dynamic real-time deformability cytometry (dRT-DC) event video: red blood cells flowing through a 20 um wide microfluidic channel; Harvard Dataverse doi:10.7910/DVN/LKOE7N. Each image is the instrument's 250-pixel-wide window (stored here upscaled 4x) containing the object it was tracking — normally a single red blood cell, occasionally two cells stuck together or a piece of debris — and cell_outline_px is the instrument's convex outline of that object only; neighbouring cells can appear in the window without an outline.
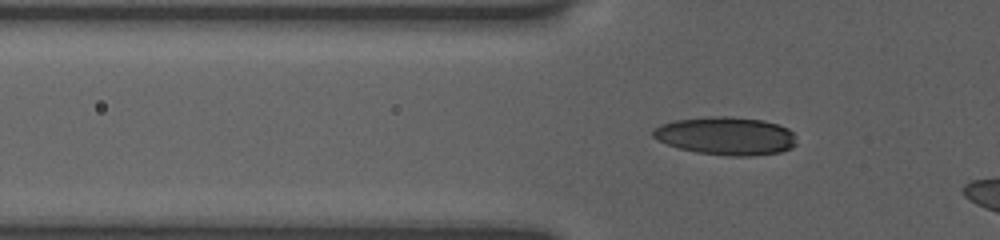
{"species": "human", "species_latin": "Homo sapiens", "temperature_condition": "room temperature", "stored_images_in_passage": 41, "camera_frame_rate_fps": 3000, "um_per_image_px": 0.085, "donor": {"sex": "female"}, "frame": {"image": 1, "passage_image": 4, "time_ms": 0.667, "image_size_px": [1000, 240], "cell_outline_px": [[796, 144], [792, 148], [780, 152], [748, 156], [728, 156], [696, 152], [680, 148], [656, 140], [652, 136], [652, 128], [660, 124], [676, 120], [716, 116], [724, 116], [764, 120], [788, 128], [792, 132]], "centroid_in_image_um": [61.68, 11.55], "position_along_channel_um": 64.1, "area_um2": 31.73}}
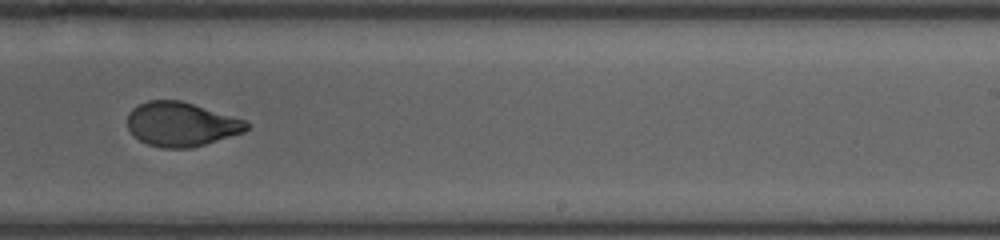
{"frame": {"image": 2, "passage_image": 24, "time_ms": 6.333, "image_size_px": [1000, 240], "cell_outline_px": [[252, 124], [244, 132], [192, 148], [160, 148], [148, 144], [140, 140], [128, 128], [128, 112], [132, 108], [148, 100], [180, 100], [248, 120]], "centroid_in_image_um": [15.44, 10.55], "position_along_channel_um": 273.6, "area_um2": 30.81}}
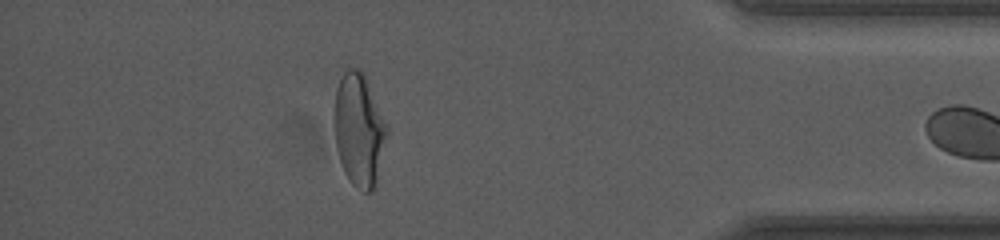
{"frame": {"image": 3, "passage_image": 40, "time_ms": 10.667, "image_size_px": [1000, 240], "cell_outline_px": [[388, 132], [376, 180], [372, 192], [364, 192], [356, 188], [352, 184], [344, 172], [336, 148], [332, 120], [332, 108], [336, 88], [344, 72], [348, 68], [360, 68], [364, 72], [388, 128]], "centroid_in_image_um": [30.47, 11.0], "position_along_channel_um": 404.7, "area_um2": 35.03}}